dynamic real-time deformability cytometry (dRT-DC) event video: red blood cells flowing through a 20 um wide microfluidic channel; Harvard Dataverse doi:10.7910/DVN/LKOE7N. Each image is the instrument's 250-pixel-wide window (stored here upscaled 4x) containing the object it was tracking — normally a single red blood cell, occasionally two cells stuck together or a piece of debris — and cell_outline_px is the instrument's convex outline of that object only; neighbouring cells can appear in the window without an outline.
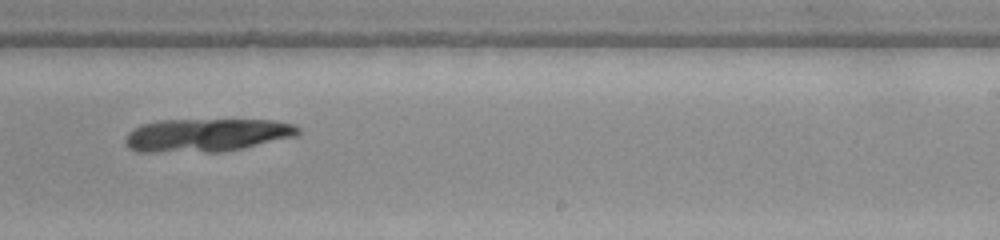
{"species": "common noctule bat (a hibernating species)", "species_latin": "Nyctalus noctula", "temperature_condition": "warm", "stored_images_in_passage": 37, "camera_frame_rate_fps": 3000, "um_per_image_px": 0.085, "animal": {"sex": "female", "body_mass_g": 22.0, "forearm_length_mm": 56.7}, "frame": {"image": 1, "passage_image": 17, "time_ms": 5.333, "image_size_px": [1000, 240], "cell_outline_px": [[300, 132], [296, 136], [244, 148], [220, 152], [136, 152], [128, 148], [124, 144], [124, 140], [128, 132], [140, 124], [160, 120], [276, 120], [292, 124], [300, 128]], "centroid_in_image_um": [17.52, 11.49], "position_along_channel_um": 271.5, "area_um2": 33.76}}
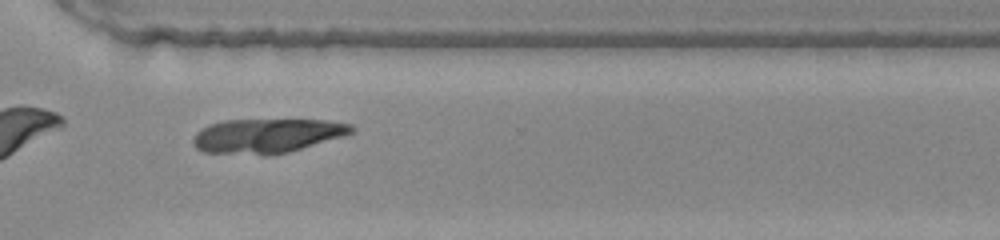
{"frame": {"image": 2, "passage_image": 23, "time_ms": 7.333, "image_size_px": [1000, 240], "cell_outline_px": [[356, 128], [348, 136], [288, 152], [268, 156], [264, 156], [204, 152], [196, 148], [192, 140], [196, 132], [212, 124], [224, 120], [328, 120], [352, 124]], "centroid_in_image_um": [22.75, 11.56], "position_along_channel_um": 347.8, "area_um2": 32.14}}
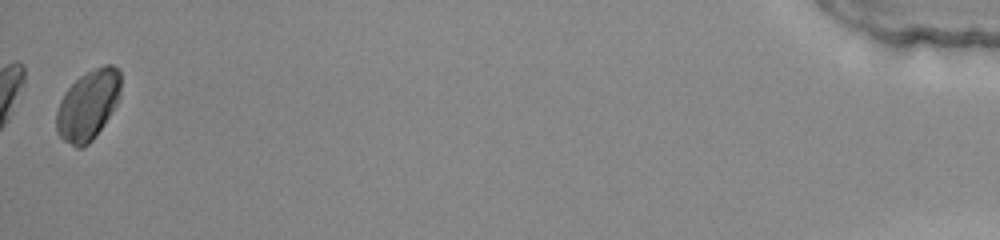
{"frame": {"image": 3, "passage_image": 37, "time_ms": 12.0, "image_size_px": [1000, 240], "cell_outline_px": [[120, 96], [116, 104], [104, 124], [96, 136], [88, 144], [80, 148], [76, 148], [64, 140], [56, 132], [56, 112], [60, 100], [64, 92], [80, 76], [104, 64], [112, 64], [120, 72]], "centroid_in_image_um": [7.47, 8.94], "position_along_channel_um": 427.7, "area_um2": 26.13}}